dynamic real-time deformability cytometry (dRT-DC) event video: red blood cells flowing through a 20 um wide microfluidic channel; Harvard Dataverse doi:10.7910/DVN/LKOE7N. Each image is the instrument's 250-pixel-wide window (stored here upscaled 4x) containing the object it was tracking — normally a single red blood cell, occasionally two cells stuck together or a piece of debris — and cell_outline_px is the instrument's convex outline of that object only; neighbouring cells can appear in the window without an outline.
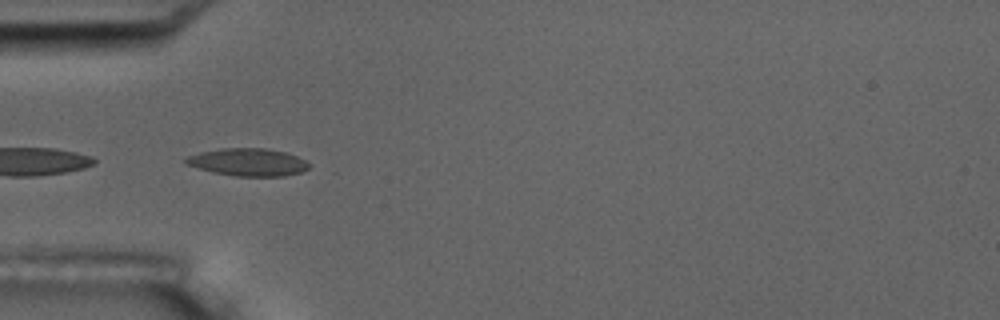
{"species": "common noctule bat (a hibernating species)", "species_latin": "Nyctalus noctula", "temperature_condition": "room temperature", "stored_images_in_passage": 15, "camera_frame_rate_fps": 3000, "um_per_image_px": 0.085, "animal": {"sex": "male", "body_mass_g": 17.5, "forearm_length_mm": 52.3}, "frame": {"image": 1, "passage_image": 5, "time_ms": 5.333, "image_size_px": [1000, 320], "cell_outline_px": [[308, 168], [300, 172], [284, 176], [236, 176], [212, 172], [184, 164], [184, 160], [188, 156], [200, 152], [220, 148], [264, 148], [284, 152], [296, 156], [304, 160], [308, 164]], "centroid_in_image_um": [21.03, 13.78], "position_along_channel_um": 64.0, "area_um2": 19.65}}
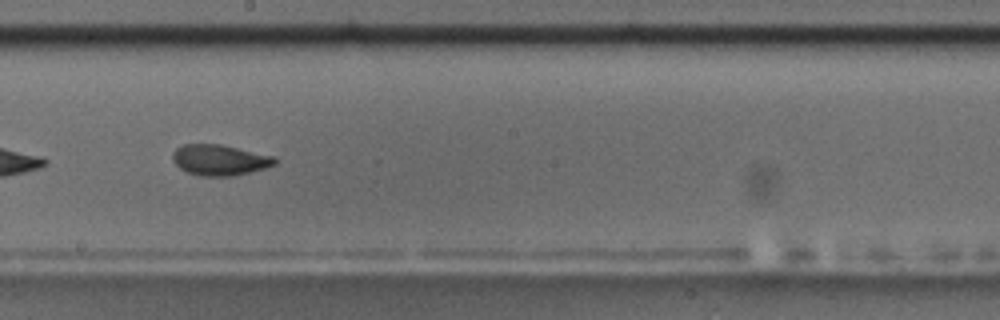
{"frame": {"image": 2, "passage_image": 9, "time_ms": 10.0, "image_size_px": [1000, 320], "cell_outline_px": [[276, 164], [264, 168], [232, 176], [200, 176], [188, 172], [180, 168], [172, 160], [172, 152], [176, 148], [184, 144], [220, 144], [276, 156]], "centroid_in_image_um": [18.66, 13.59], "position_along_channel_um": 229.5, "area_um2": 18.32}, "authors_computed_cell_mechanics": {"area_um2": 19.4786, "velocity_mm_per_s": 3.58, "shape_relaxation_time_tau1_ms": 11.2463, "shape_relaxation_time_tau2_ms": 1.4666, "deformation_change_tau1": 0.2103, "deformation_change_tau2": 0.0421}}